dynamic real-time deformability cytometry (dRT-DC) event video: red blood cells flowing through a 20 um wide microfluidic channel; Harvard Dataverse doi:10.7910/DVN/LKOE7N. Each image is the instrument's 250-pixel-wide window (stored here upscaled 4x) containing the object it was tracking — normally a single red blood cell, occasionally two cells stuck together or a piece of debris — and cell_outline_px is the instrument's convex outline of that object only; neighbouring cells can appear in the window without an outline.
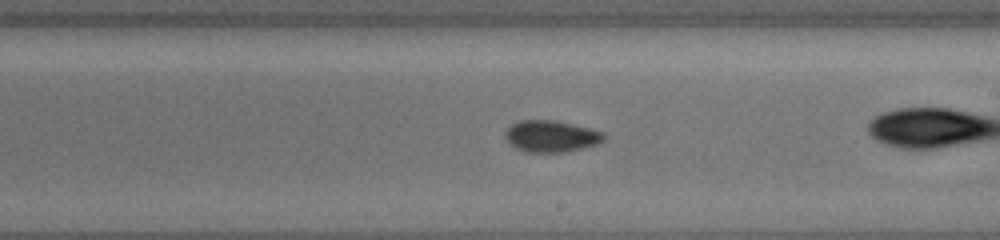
{"species": "common noctule bat (a hibernating species)", "species_latin": "Nyctalus noctula", "temperature_condition": "cold", "stored_images_in_passage": 42, "camera_frame_rate_fps": 3000, "um_per_image_px": 0.085, "animal": {"sex": "female", "body_mass_g": 19.5, "forearm_length_mm": 54.1}, "frame": {"image": 1, "passage_image": 30, "time_ms": 9.667, "image_size_px": [1000, 240], "cell_outline_px": [[604, 140], [596, 144], [564, 152], [524, 152], [516, 148], [504, 136], [504, 132], [512, 124], [520, 120], [556, 120], [604, 132]], "centroid_in_image_um": [46.82, 11.57], "position_along_channel_um": 242.2, "area_um2": 17.98}}
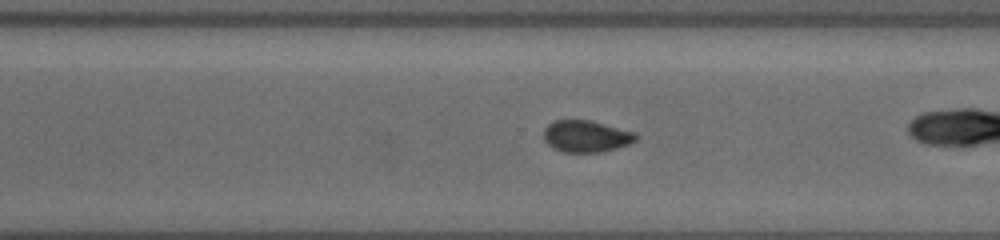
{"frame": {"image": 2, "passage_image": 36, "time_ms": 11.667, "image_size_px": [1000, 240], "cell_outline_px": [[636, 140], [628, 144], [604, 152], [564, 152], [548, 144], [544, 140], [544, 128], [552, 120], [592, 120], [636, 132]], "centroid_in_image_um": [49.83, 11.57], "position_along_channel_um": 320.8, "area_um2": 17.11}}